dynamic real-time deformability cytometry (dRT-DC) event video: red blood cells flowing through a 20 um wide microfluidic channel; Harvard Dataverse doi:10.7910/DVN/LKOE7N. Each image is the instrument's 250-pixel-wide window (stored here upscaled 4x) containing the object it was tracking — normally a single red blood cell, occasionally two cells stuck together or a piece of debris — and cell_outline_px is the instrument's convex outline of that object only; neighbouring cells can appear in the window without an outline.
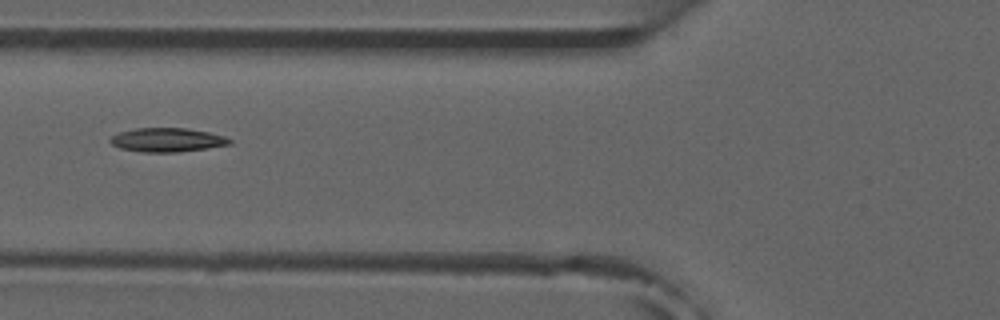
{"species": "common noctule bat (a hibernating species)", "species_latin": "Nyctalus noctula", "temperature_condition": "room temperature", "stored_images_in_passage": 5, "camera_frame_rate_fps": 3000, "um_per_image_px": 0.085, "animal": {"sex": "male", "forearm_length_mm": 52.5}, "frame": {"image": 1, "passage_image": 2, "time_ms": 1.333, "image_size_px": [1000, 320], "cell_outline_px": [[232, 144], [176, 152], [140, 152], [120, 148], [112, 144], [108, 140], [112, 136], [120, 132], [136, 128], [184, 128], [208, 132], [224, 136], [232, 140]], "centroid_in_image_um": [14.18, 11.89], "position_along_channel_um": 111.6, "area_um2": 16.47}}
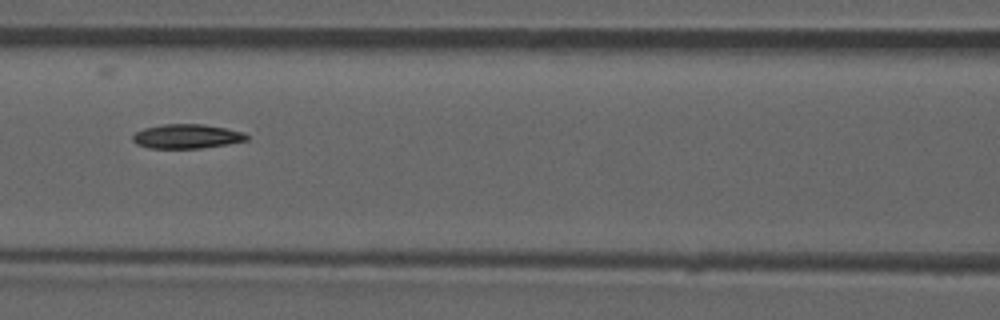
{"frame": {"image": 2, "passage_image": 3, "time_ms": 2.333, "image_size_px": [1000, 320], "cell_outline_px": [[248, 140], [228, 144], [200, 148], [148, 148], [136, 144], [132, 140], [132, 136], [136, 132], [144, 128], [164, 124], [204, 124], [244, 132], [248, 136]], "centroid_in_image_um": [15.87, 11.59], "position_along_channel_um": 150.7, "area_um2": 16.13}}